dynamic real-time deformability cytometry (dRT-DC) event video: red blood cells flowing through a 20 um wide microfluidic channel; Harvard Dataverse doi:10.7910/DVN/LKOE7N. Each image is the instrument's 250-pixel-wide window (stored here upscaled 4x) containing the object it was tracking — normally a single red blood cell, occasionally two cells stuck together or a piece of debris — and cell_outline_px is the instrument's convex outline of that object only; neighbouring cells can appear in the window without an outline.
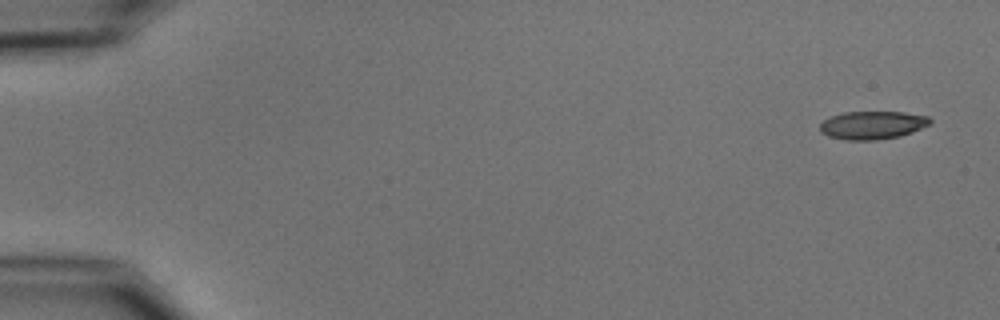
{"species": "common noctule bat (a hibernating species)", "species_latin": "Nyctalus noctula", "temperature_condition": "cold", "stored_images_in_passage": 5, "camera_frame_rate_fps": 3000, "um_per_image_px": 0.085, "animal": {"sex": "male", "body_mass_g": 15.6}, "frame": {"image": 1, "passage_image": 1, "time_ms": 0.0, "image_size_px": [1000, 320], "cell_outline_px": [[932, 124], [912, 132], [900, 136], [872, 140], [848, 140], [828, 136], [820, 132], [820, 124], [824, 120], [832, 116], [844, 112], [904, 112], [928, 116], [932, 120]], "centroid_in_image_um": [74.18, 10.63], "position_along_channel_um": 10.8, "area_um2": 18.03}}
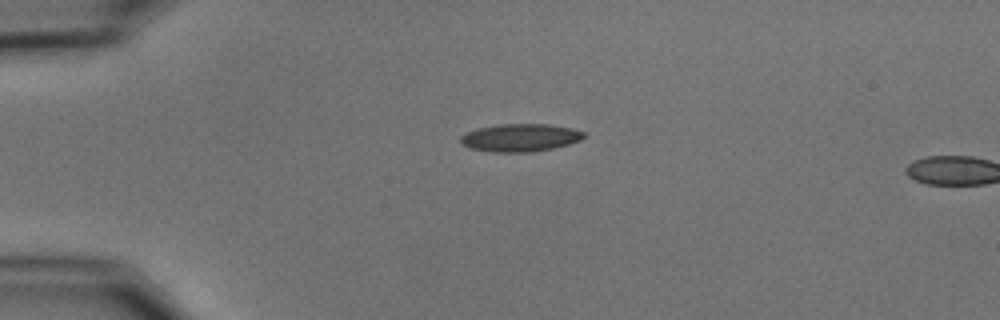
{"frame": {"image": 2, "passage_image": 4, "time_ms": 3.667, "image_size_px": [1000, 320], "cell_outline_px": [[584, 136], [580, 140], [568, 144], [552, 148], [532, 152], [492, 152], [472, 148], [460, 144], [460, 136], [468, 132], [480, 128], [500, 124], [548, 124], [572, 128], [584, 132]], "centroid_in_image_um": [44.21, 11.7], "position_along_channel_um": 40.8, "area_um2": 19.77}}